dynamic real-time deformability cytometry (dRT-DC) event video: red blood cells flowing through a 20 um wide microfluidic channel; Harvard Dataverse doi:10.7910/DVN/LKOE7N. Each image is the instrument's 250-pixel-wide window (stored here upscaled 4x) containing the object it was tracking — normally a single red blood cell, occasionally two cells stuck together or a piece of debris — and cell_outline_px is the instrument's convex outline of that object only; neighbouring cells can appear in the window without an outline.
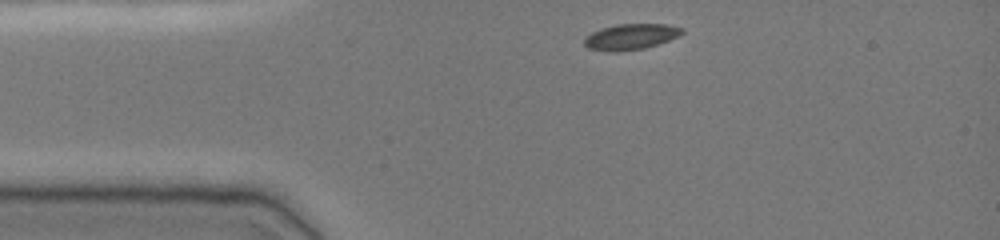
{"species": "common noctule bat (a hibernating species)", "species_latin": "Nyctalus noctula", "temperature_condition": "cold", "stored_images_in_passage": 35, "camera_frame_rate_fps": 3000, "um_per_image_px": 0.085, "animal": {"sex": "female", "body_mass_g": 19.0, "forearm_length_mm": 51.5}, "frame": {"image": 1, "passage_image": 1, "time_ms": 0.0, "image_size_px": [1000, 240], "cell_outline_px": [[684, 32], [680, 36], [644, 48], [616, 52], [608, 52], [588, 48], [584, 44], [584, 36], [600, 28], [616, 24], [668, 24], [684, 28]], "centroid_in_image_um": [53.6, 3.11], "position_along_channel_um": 31.4, "area_um2": 14.85}}
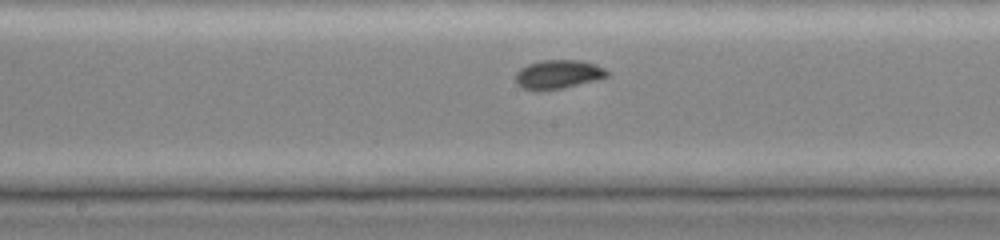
{"frame": {"image": 2, "passage_image": 17, "time_ms": 5.333, "image_size_px": [1000, 240], "cell_outline_px": [[608, 76], [600, 80], [564, 88], [540, 92], [536, 92], [524, 88], [516, 84], [516, 72], [520, 68], [528, 64], [540, 60], [580, 60], [596, 64], [604, 68], [608, 72]], "centroid_in_image_um": [47.44, 6.34], "position_along_channel_um": 200.8, "area_um2": 15.84}}
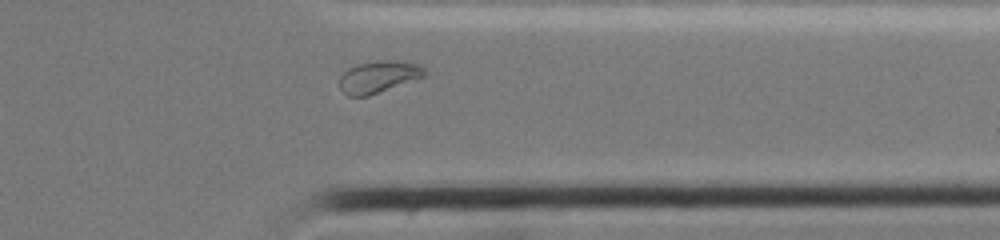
{"frame": {"image": 3, "passage_image": 31, "time_ms": 10.0, "image_size_px": [1000, 240], "cell_outline_px": [[424, 76], [368, 96], [348, 96], [340, 88], [340, 76], [348, 68], [360, 64], [376, 60], [388, 60], [420, 64], [424, 68]], "centroid_in_image_um": [32.14, 6.52], "position_along_channel_um": 379.3, "area_um2": 15.49}, "authors_computed_cell_mechanics": {"area_um2": 15.317, "velocity_mm_per_s": 3.8099, "shape_relaxation_time_tau1_ms": 2.8936, "shape_relaxation_time_tau2_ms": null, "deformation_change_tau1": 0.1217, "deformation_change_tau2": null}}